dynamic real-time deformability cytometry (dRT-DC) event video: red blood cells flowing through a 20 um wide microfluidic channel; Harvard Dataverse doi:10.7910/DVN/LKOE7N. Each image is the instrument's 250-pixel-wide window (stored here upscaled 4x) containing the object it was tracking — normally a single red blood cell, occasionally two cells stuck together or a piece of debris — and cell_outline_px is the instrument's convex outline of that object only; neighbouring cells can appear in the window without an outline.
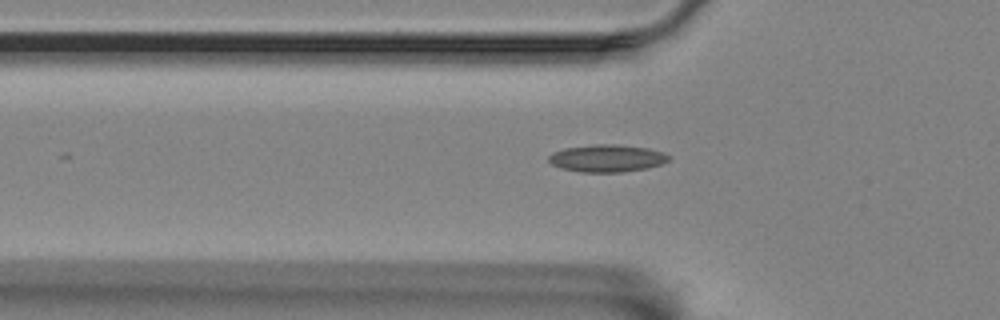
{"species": "Egyptian fruit bat (a non-hibernating species)", "species_latin": "Rousettus aegyptiacus", "temperature_condition": "room temperature", "stored_images_in_passage": 36, "camera_frame_rate_fps": 3000, "um_per_image_px": 0.085, "animal": {"sex": "female"}, "frame": {"image": 1, "passage_image": 8, "time_ms": 2.333, "image_size_px": [1000, 320], "cell_outline_px": [[672, 156], [668, 160], [660, 164], [648, 168], [624, 172], [580, 172], [560, 168], [552, 164], [548, 160], [548, 156], [552, 152], [564, 148], [592, 144], [616, 144], [648, 148], [664, 152]], "centroid_in_image_um": [51.59, 13.45], "position_along_channel_um": 74.2, "area_um2": 19.36}}
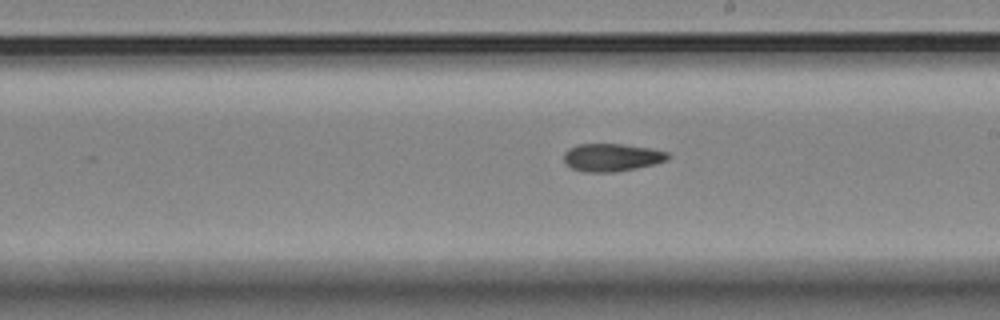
{"frame": {"image": 2, "passage_image": 22, "time_ms": 7.0, "image_size_px": [1000, 320], "cell_outline_px": [[668, 160], [636, 168], [612, 172], [584, 172], [572, 168], [564, 164], [564, 152], [568, 148], [576, 144], [620, 144], [648, 148], [668, 152]], "centroid_in_image_um": [51.93, 13.38], "position_along_channel_um": 237.1, "area_um2": 16.76}}
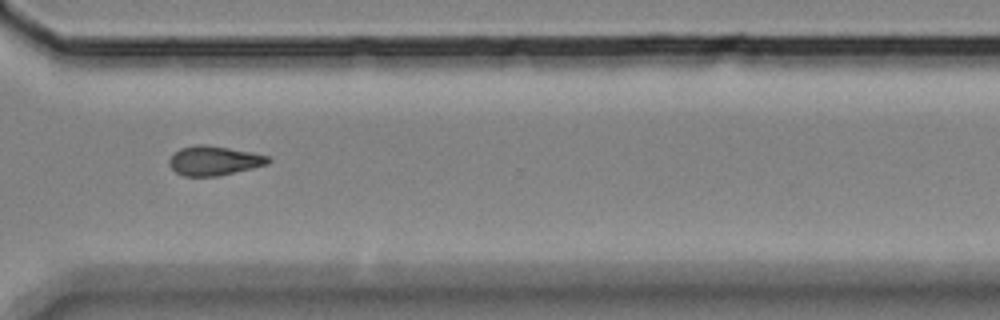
{"frame": {"image": 3, "passage_image": 32, "time_ms": 10.333, "image_size_px": [1000, 320], "cell_outline_px": [[272, 160], [268, 164], [252, 168], [216, 176], [184, 176], [176, 172], [168, 164], [168, 160], [180, 148], [196, 144], [204, 144], [228, 148], [268, 156]], "centroid_in_image_um": [18.17, 13.66], "position_along_channel_um": 352.4, "area_um2": 16.7}, "authors_computed_cell_mechanics": {"area_um2": 16.7331, "velocity_mm_per_s": 3.4695, "shape_relaxation_time_tau1_ms": null, "shape_relaxation_time_tau2_ms": 10.1015, "deformation_change_tau1": null, "deformation_change_tau2": 0.1692}}